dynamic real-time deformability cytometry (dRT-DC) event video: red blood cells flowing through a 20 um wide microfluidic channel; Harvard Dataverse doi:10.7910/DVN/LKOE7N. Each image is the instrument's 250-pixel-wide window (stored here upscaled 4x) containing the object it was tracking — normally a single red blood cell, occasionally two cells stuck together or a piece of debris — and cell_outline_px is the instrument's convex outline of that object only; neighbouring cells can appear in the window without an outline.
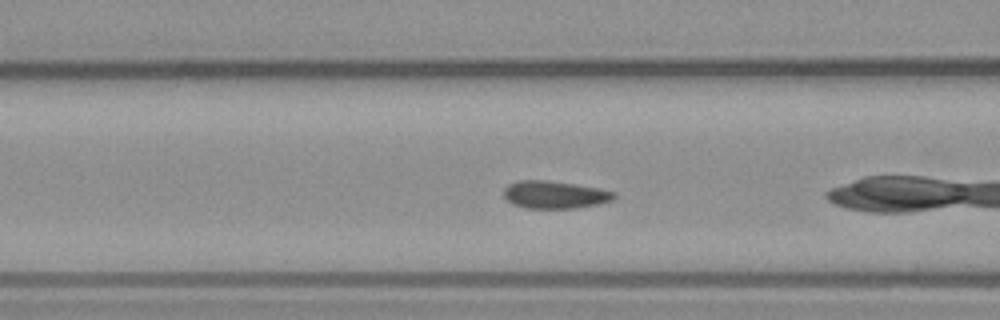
{"species": "common noctule bat (a hibernating species)", "species_latin": "Nyctalus noctula", "temperature_condition": "warm", "stored_images_in_passage": 46, "camera_frame_rate_fps": 3000, "um_per_image_px": 0.085, "animal": {"sex": "male", "body_mass_g": 23.1, "forearm_length_mm": 52.7}, "frame": {"image": 1, "passage_image": 14, "time_ms": 4.333, "image_size_px": [1000, 320], "cell_outline_px": [[616, 196], [612, 200], [600, 204], [576, 208], [524, 208], [512, 204], [504, 196], [504, 188], [508, 184], [520, 180], [544, 180], [576, 184], [600, 188], [616, 192]], "centroid_in_image_um": [47.17, 16.55], "position_along_channel_um": 119.4, "area_um2": 17.86}}
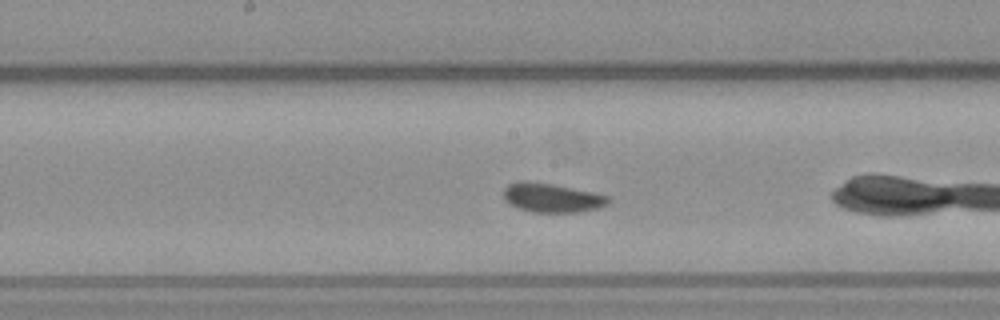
{"frame": {"image": 2, "passage_image": 20, "time_ms": 6.333, "image_size_px": [1000, 320], "cell_outline_px": [[608, 204], [596, 208], [580, 212], [532, 212], [516, 208], [508, 204], [504, 200], [504, 188], [508, 184], [520, 180], [528, 180], [552, 184], [592, 192], [608, 196]], "centroid_in_image_um": [46.83, 16.8], "position_along_channel_um": 201.4, "area_um2": 17.8}}
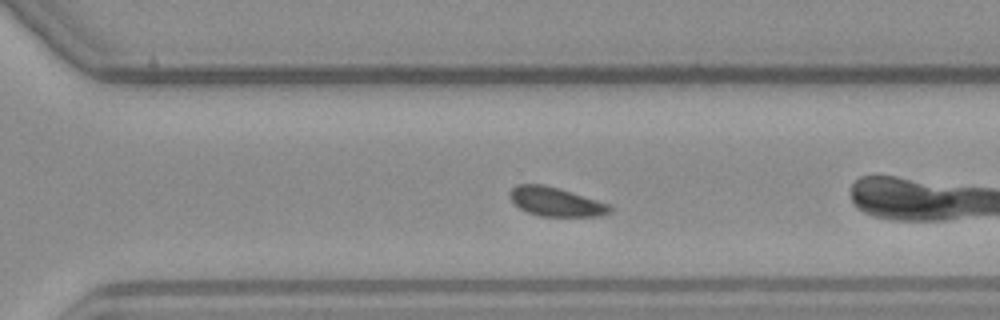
{"frame": {"image": 3, "passage_image": 29, "time_ms": 9.333, "image_size_px": [1000, 320], "cell_outline_px": [[612, 212], [600, 216], [540, 216], [528, 212], [520, 208], [512, 200], [508, 192], [516, 184], [544, 184], [612, 204]], "centroid_in_image_um": [47.28, 17.15], "position_along_channel_um": 323.3, "area_um2": 16.94}}